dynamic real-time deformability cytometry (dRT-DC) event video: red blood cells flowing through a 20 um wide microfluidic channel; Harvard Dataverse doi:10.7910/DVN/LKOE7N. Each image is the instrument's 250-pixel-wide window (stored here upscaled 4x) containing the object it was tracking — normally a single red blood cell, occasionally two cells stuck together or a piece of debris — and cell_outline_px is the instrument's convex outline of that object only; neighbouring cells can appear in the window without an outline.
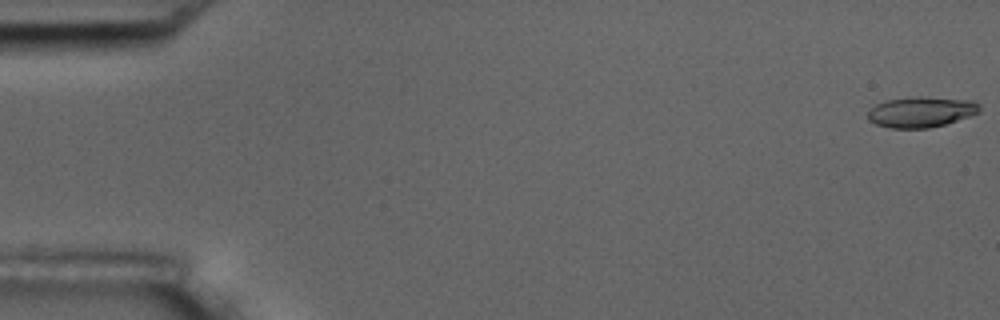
{"species": "common noctule bat (a hibernating species)", "species_latin": "Nyctalus noctula", "temperature_condition": "room temperature", "stored_images_in_passage": 8, "camera_frame_rate_fps": 3000, "um_per_image_px": 0.085, "animal": {"sex": "male", "body_mass_g": 17.5, "forearm_length_mm": 52.3}, "frame": {"image": 1, "passage_image": 1, "time_ms": 0.0, "image_size_px": [1000, 320], "cell_outline_px": [[980, 112], [972, 116], [944, 124], [928, 128], [888, 128], [876, 124], [868, 120], [868, 112], [876, 104], [888, 100], [916, 96], [920, 96], [972, 100], [980, 104]], "centroid_in_image_um": [78.33, 9.51], "position_along_channel_um": 6.7, "area_um2": 20.0}}
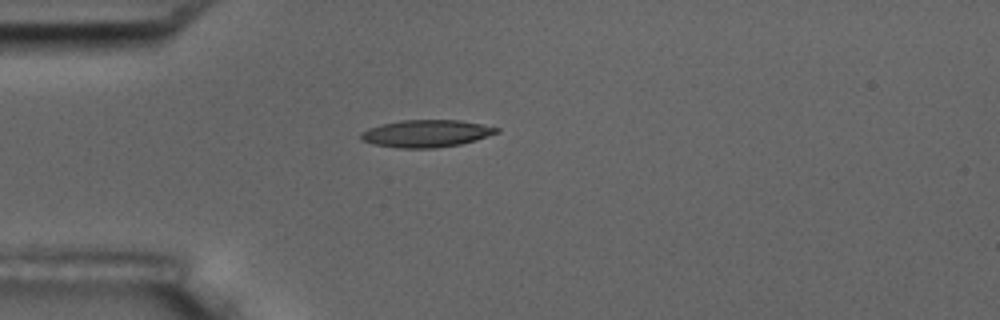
{"frame": {"image": 2, "passage_image": 5, "time_ms": 5.0, "image_size_px": [1000, 320], "cell_outline_px": [[500, 132], [476, 140], [460, 144], [436, 148], [396, 148], [372, 144], [360, 140], [360, 132], [368, 128], [380, 124], [400, 120], [460, 120], [500, 128]], "centroid_in_image_um": [36.19, 11.35], "position_along_channel_um": 48.8, "area_um2": 21.79}}